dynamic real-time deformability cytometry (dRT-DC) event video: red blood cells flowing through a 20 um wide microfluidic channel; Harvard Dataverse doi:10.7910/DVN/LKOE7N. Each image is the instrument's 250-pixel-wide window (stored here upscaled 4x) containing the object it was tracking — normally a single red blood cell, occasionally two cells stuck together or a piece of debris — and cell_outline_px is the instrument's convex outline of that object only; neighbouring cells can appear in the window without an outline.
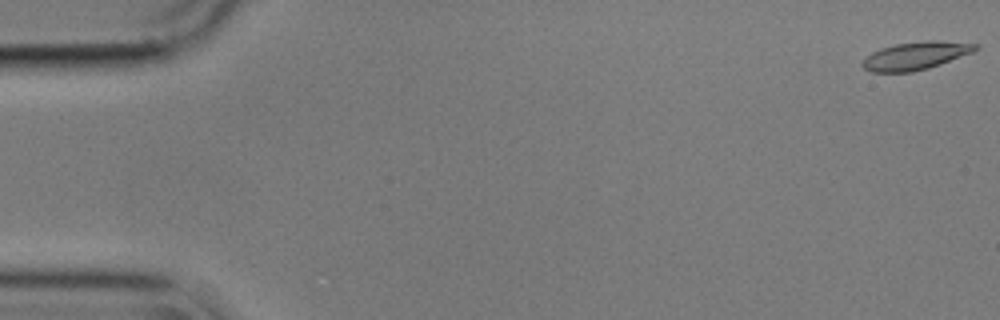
{"species": "common noctule bat (a hibernating species)", "species_latin": "Nyctalus noctula", "temperature_condition": "cold", "stored_images_in_passage": 57, "camera_frame_rate_fps": 3000, "um_per_image_px": 0.085, "animal": {"sex": "male", "body_mass_g": 17.9}, "frame": {"image": 1, "passage_image": 1, "time_ms": 0.0, "image_size_px": [1000, 320], "cell_outline_px": [[980, 48], [972, 52], [940, 64], [928, 68], [912, 72], [872, 72], [864, 68], [860, 64], [872, 52], [880, 48], [896, 44], [928, 40], [936, 40], [980, 44]], "centroid_in_image_um": [77.85, 4.73], "position_along_channel_um": 7.2, "area_um2": 18.26}}
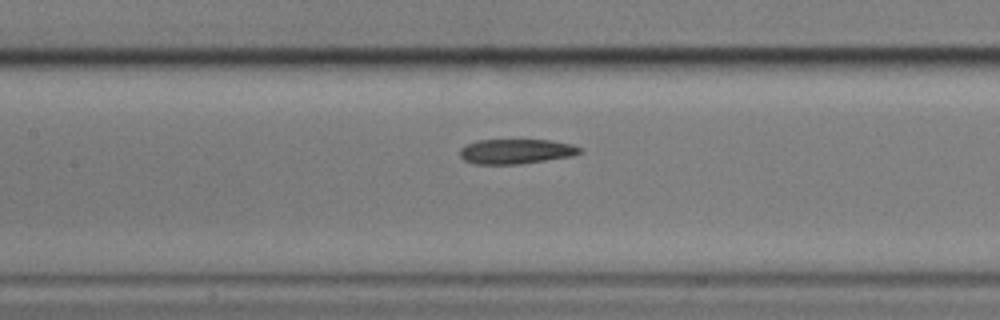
{"frame": {"image": 2, "passage_image": 26, "time_ms": 8.333, "image_size_px": [1000, 320], "cell_outline_px": [[584, 152], [572, 156], [520, 164], [476, 164], [464, 160], [460, 156], [460, 148], [476, 140], [552, 140], [572, 144], [584, 148]], "centroid_in_image_um": [43.91, 12.86], "position_along_channel_um": 163.5, "area_um2": 17.51}}
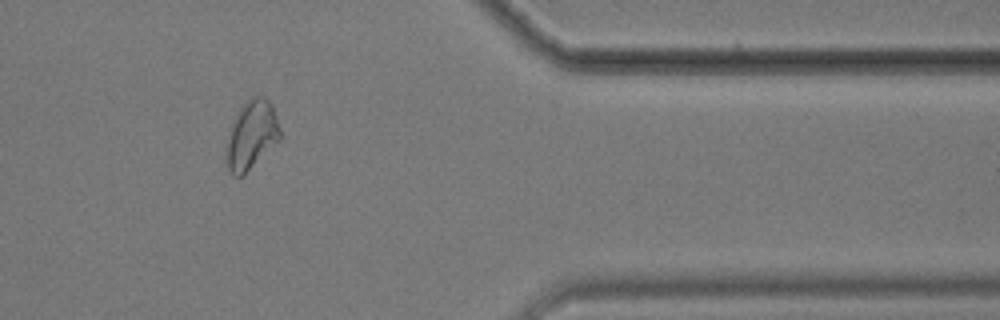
{"frame": {"image": 3, "passage_image": 47, "time_ms": 15.333, "image_size_px": [1000, 320], "cell_outline_px": [[280, 140], [240, 176], [232, 176], [228, 168], [228, 136], [232, 124], [240, 108], [248, 96], [264, 96], [272, 104], [280, 128]], "centroid_in_image_um": [21.41, 11.4], "position_along_channel_um": 390.0, "area_um2": 20.87}, "authors_computed_cell_mechanics": {"area_um2": 18.785, "velocity_mm_per_s": 3.543, "shape_relaxation_time_tau1_ms": null, "shape_relaxation_time_tau2_ms": 3.7143, "deformation_change_tau1": null, "deformation_change_tau2": 0.0907}}